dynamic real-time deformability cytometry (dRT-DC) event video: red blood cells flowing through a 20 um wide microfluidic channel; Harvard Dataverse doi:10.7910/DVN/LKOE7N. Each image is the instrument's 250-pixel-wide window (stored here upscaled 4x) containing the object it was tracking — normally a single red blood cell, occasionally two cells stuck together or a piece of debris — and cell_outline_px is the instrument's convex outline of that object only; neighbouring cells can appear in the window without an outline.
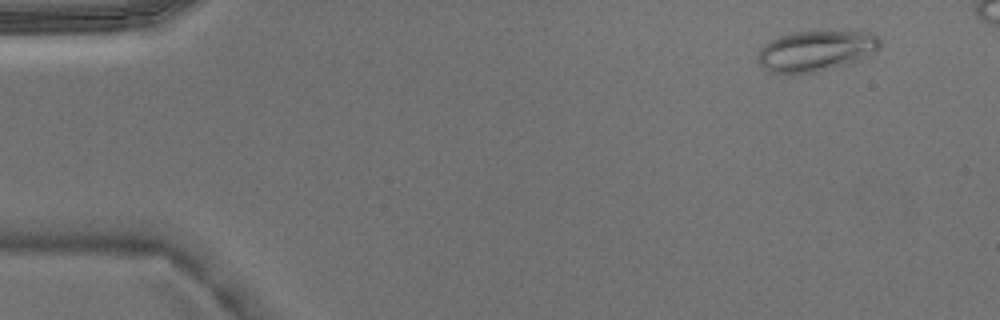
{"species": "Egyptian fruit bat (a non-hibernating species)", "species_latin": "Rousettus aegyptiacus", "temperature_condition": "warm", "stored_images_in_passage": 4, "camera_frame_rate_fps": 3000, "um_per_image_px": 0.085, "animal": {"sex": "male"}, "frame": {"image": 1, "passage_image": 4, "time_ms": 1.0, "image_size_px": [1000, 320], "cell_outline_px": [[880, 48], [872, 56], [860, 60], [816, 72], [788, 76], [784, 76], [768, 72], [756, 60], [756, 56], [760, 48], [764, 44], [788, 32], [872, 32], [880, 40]], "centroid_in_image_um": [69.31, 4.37], "position_along_channel_um": 15.7, "area_um2": 29.54}}